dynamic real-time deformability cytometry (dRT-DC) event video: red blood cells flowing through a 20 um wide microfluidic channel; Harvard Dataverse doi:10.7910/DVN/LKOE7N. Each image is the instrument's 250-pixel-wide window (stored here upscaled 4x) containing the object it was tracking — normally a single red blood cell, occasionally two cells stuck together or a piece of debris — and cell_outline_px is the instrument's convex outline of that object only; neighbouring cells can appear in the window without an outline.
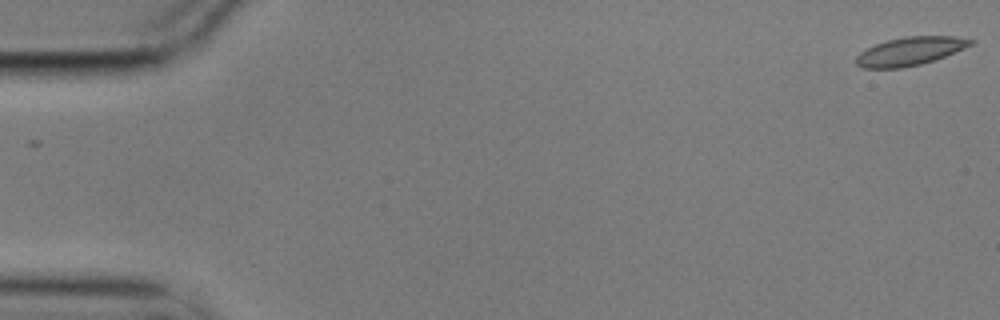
{"species": "common noctule bat (a hibernating species)", "species_latin": "Nyctalus noctula", "temperature_condition": "cold", "stored_images_in_passage": 2, "camera_frame_rate_fps": 3000, "um_per_image_px": 0.085, "animal": {"sex": "male", "body_mass_g": 17.9}, "frame": {"image": 1, "passage_image": 2, "time_ms": 0.333, "image_size_px": [1000, 320], "cell_outline_px": [[976, 40], [972, 44], [964, 48], [944, 56], [920, 64], [900, 68], [860, 68], [856, 64], [856, 56], [860, 52], [876, 44], [888, 40], [904, 36], [956, 36]], "centroid_in_image_um": [77.34, 4.35], "position_along_channel_um": 7.7, "area_um2": 18.73}}